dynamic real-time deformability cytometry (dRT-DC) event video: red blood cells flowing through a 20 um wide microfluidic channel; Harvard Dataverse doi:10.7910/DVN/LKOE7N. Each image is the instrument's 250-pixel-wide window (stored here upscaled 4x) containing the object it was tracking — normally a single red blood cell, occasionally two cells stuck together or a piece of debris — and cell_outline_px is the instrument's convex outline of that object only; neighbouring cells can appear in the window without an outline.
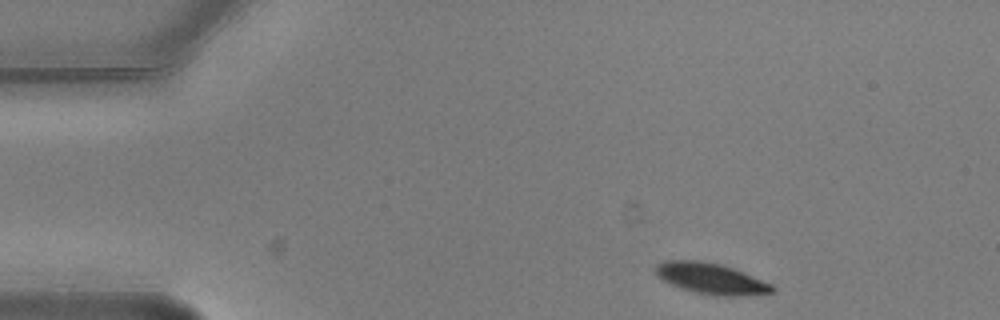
{"species": "common noctule bat (a hibernating species)", "species_latin": "Nyctalus noctula", "temperature_condition": "warm", "stored_images_in_passage": 3, "camera_frame_rate_fps": 3000, "um_per_image_px": 0.085, "animal": {"sex": "male", "body_mass_g": 20.5, "forearm_length_mm": 52.5}, "frame": {"image": 1, "passage_image": 1, "time_ms": 0.0, "image_size_px": [1000, 320], "cell_outline_px": [[776, 288], [772, 292], [740, 296], [724, 296], [696, 292], [680, 288], [664, 280], [656, 272], [656, 264], [668, 260], [696, 260], [720, 264], [744, 272], [772, 284]], "centroid_in_image_um": [60.47, 23.67], "position_along_channel_um": 24.5, "area_um2": 20.63}}